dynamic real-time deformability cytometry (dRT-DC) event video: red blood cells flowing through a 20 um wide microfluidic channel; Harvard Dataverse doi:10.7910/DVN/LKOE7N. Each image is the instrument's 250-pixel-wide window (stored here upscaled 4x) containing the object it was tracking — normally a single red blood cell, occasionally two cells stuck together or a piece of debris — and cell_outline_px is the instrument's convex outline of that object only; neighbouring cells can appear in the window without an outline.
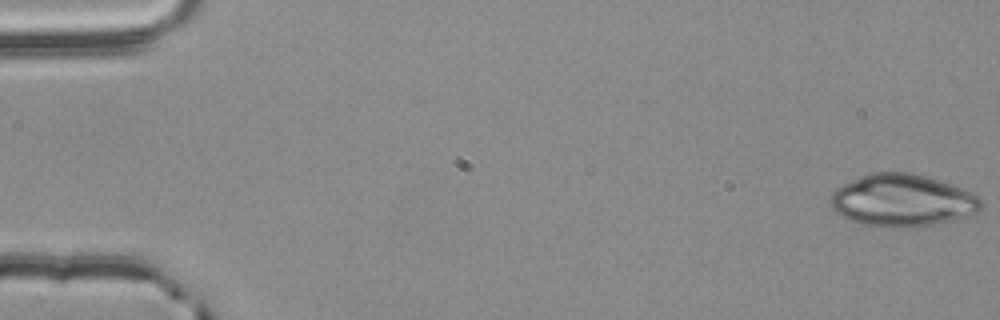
{"species": "common noctule bat (a hibernating species)", "species_latin": "Nyctalus noctula", "temperature_condition": "room temperature", "stored_images_in_passage": 55, "camera_frame_rate_fps": 3000, "um_per_image_px": 0.085, "animal": {"sex": "male", "body_mass_g": 20.4}, "frame": {"image": 1, "passage_image": 1, "time_ms": 0.0, "image_size_px": [1000, 320], "cell_outline_px": [[984, 204], [980, 212], [968, 216], [932, 224], [860, 224], [836, 212], [832, 208], [828, 200], [832, 192], [836, 188], [852, 180], [872, 172], [912, 172], [976, 192], [980, 196]], "centroid_in_image_um": [76.75, 16.98], "position_along_channel_um": 8.2, "area_um2": 44.97}}
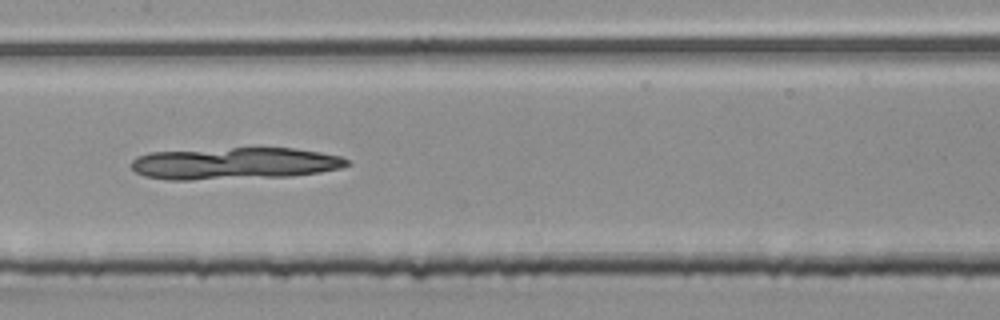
{"frame": {"image": 2, "passage_image": 28, "time_ms": 9.0, "image_size_px": [1000, 320], "cell_outline_px": [[352, 164], [340, 168], [320, 172], [292, 176], [192, 180], [168, 180], [144, 176], [136, 172], [132, 168], [132, 160], [136, 156], [148, 152], [260, 144], [296, 148], [320, 152], [340, 156], [352, 160]], "centroid_in_image_um": [19.98, 13.84], "position_along_channel_um": 187.4, "area_um2": 42.19}}
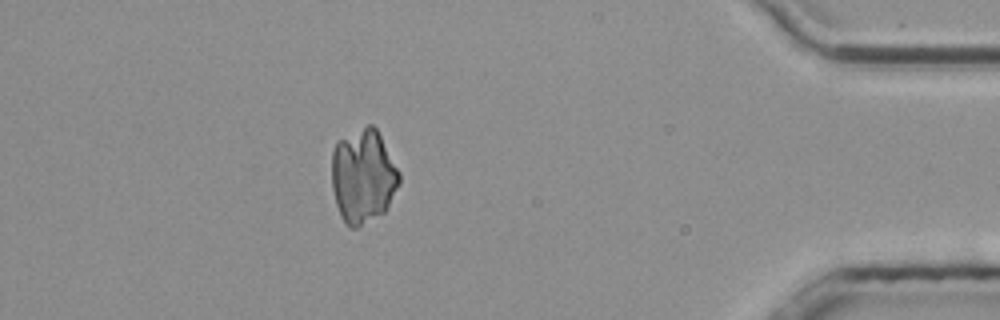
{"frame": {"image": 3, "passage_image": 49, "time_ms": 16.0, "image_size_px": [1000, 320], "cell_outline_px": [[400, 184], [384, 212], [356, 228], [348, 228], [340, 216], [336, 204], [332, 188], [332, 152], [336, 140], [368, 124], [372, 124], [376, 128], [400, 172]], "centroid_in_image_um": [30.85, 14.97], "position_along_channel_um": 404.4, "area_um2": 37.17}}